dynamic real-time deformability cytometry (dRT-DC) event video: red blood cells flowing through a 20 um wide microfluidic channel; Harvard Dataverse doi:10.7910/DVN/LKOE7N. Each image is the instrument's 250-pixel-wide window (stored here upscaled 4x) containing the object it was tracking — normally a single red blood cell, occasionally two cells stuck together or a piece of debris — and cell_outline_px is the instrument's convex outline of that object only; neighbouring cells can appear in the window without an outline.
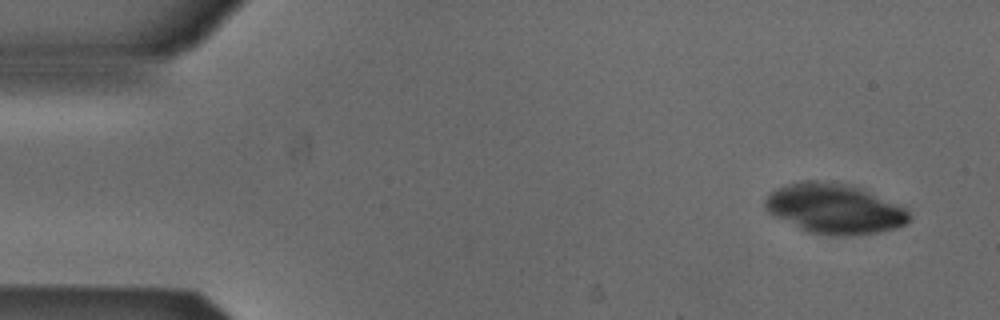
{"species": "Egyptian fruit bat (a non-hibernating species)", "species_latin": "Rousettus aegyptiacus", "temperature_condition": "cold", "stored_images_in_passage": 4, "camera_frame_rate_fps": 3000, "um_per_image_px": 0.085, "animal": {"sex": "male"}, "frame": {"image": 1, "passage_image": 1, "time_ms": 0.0, "image_size_px": [1000, 320], "cell_outline_px": [[912, 216], [904, 224], [896, 228], [880, 232], [856, 236], [824, 236], [808, 232], [768, 212], [764, 208], [764, 200], [768, 192], [776, 188], [788, 184], [804, 180], [816, 180], [848, 184], [864, 188], [904, 208]], "centroid_in_image_um": [70.92, 17.74], "position_along_channel_um": 14.1, "area_um2": 42.31}}